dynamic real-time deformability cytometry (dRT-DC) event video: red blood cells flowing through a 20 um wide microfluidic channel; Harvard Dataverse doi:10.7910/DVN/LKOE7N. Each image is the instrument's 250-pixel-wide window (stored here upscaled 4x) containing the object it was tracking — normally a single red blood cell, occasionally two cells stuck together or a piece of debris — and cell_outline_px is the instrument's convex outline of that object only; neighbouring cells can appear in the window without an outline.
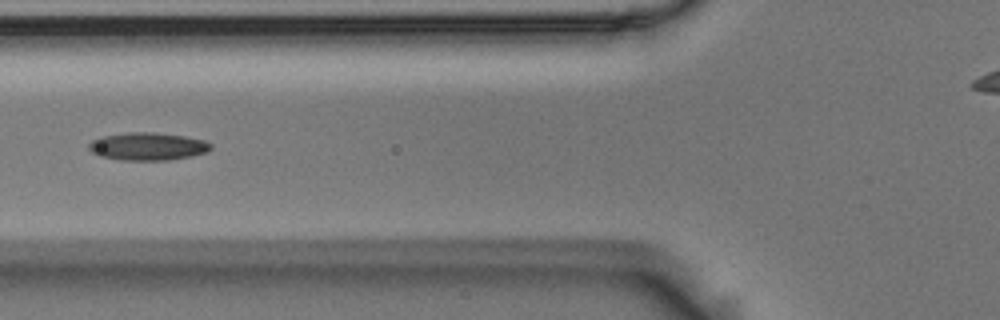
{"species": "Egyptian fruit bat (a non-hibernating species)", "species_latin": "Rousettus aegyptiacus", "temperature_condition": "room temperature", "stored_images_in_passage": 9, "camera_frame_rate_fps": 3000, "um_per_image_px": 0.085, "animal": {"sex": "male"}, "frame": {"image": 1, "passage_image": 4, "time_ms": 1.0, "image_size_px": [1000, 320], "cell_outline_px": [[212, 148], [208, 152], [192, 156], [168, 160], [120, 160], [100, 156], [92, 152], [88, 148], [88, 144], [92, 140], [100, 136], [128, 132], [156, 132], [184, 136], [204, 140], [212, 144]], "centroid_in_image_um": [12.56, 12.44], "position_along_channel_um": 113.2, "area_um2": 19.94}}
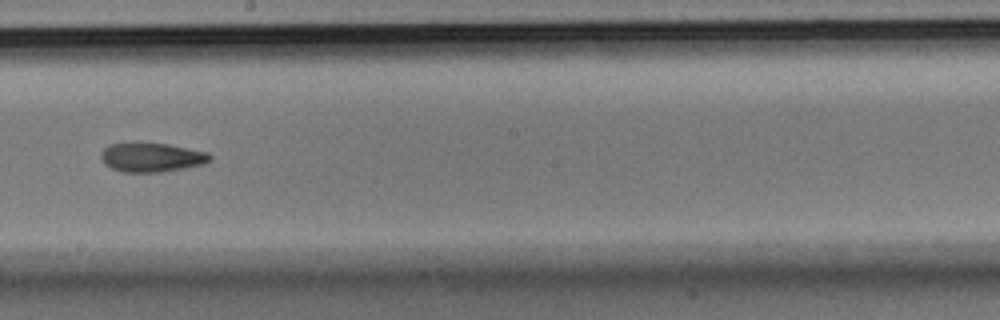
{"frame": {"image": 2, "passage_image": 7, "time_ms": 2.0, "image_size_px": [1000, 320], "cell_outline_px": [[212, 160], [204, 164], [160, 172], [124, 172], [112, 168], [104, 164], [100, 156], [100, 152], [108, 144], [132, 140], [136, 140], [168, 144], [208, 152], [212, 156]], "centroid_in_image_um": [12.83, 13.32], "position_along_channel_um": 235.4, "area_um2": 19.19}}
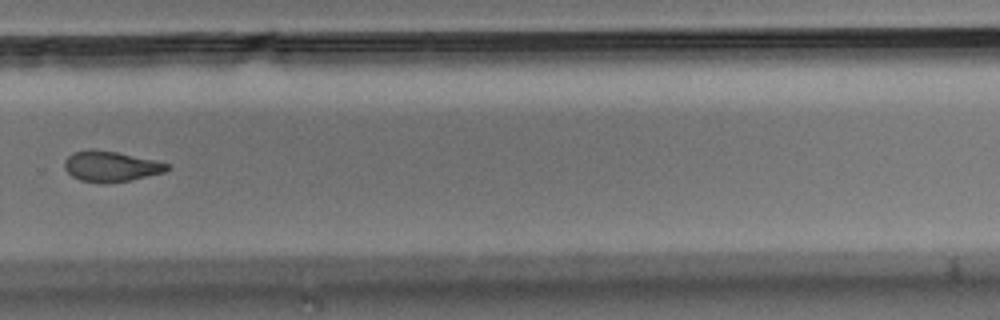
{"frame": {"image": 3, "passage_image": 9, "time_ms": 2.667, "image_size_px": [1000, 320], "cell_outline_px": [[168, 168], [164, 172], [132, 180], [80, 180], [72, 176], [64, 168], [64, 160], [72, 152], [88, 148], [92, 148], [116, 152], [152, 160], [168, 164]], "centroid_in_image_um": [9.36, 14.09], "position_along_channel_um": 320.4, "area_um2": 17.51}}